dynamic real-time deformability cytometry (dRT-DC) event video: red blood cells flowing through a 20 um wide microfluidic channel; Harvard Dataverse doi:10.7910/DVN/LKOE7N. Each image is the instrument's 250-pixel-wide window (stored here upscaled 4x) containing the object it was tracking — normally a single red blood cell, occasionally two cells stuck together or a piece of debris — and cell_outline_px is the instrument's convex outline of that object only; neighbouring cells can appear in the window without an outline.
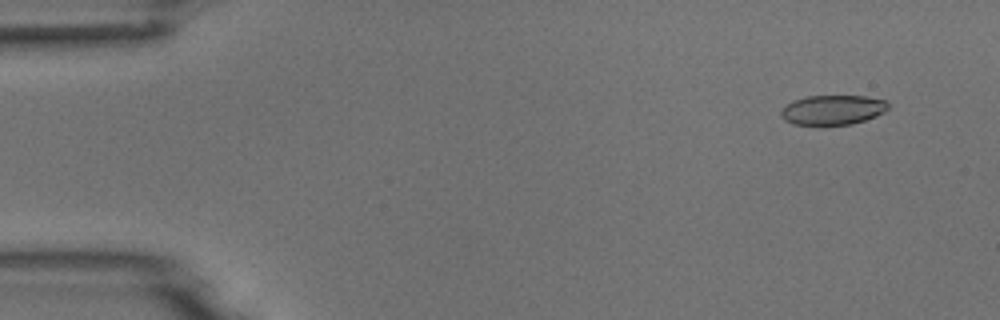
{"species": "common noctule bat (a hibernating species)", "species_latin": "Nyctalus noctula", "temperature_condition": "room temperature", "stored_images_in_passage": 5, "camera_frame_rate_fps": 3000, "um_per_image_px": 0.085, "animal": {"sex": "male", "body_mass_g": 18.8}, "frame": {"image": 1, "passage_image": 2, "time_ms": 1.0, "image_size_px": [1000, 320], "cell_outline_px": [[888, 108], [884, 112], [876, 116], [852, 124], [820, 128], [792, 124], [784, 120], [780, 116], [780, 112], [792, 100], [804, 96], [864, 96], [884, 100], [888, 104]], "centroid_in_image_um": [70.71, 9.39], "position_along_channel_um": 14.3, "area_um2": 19.25}}
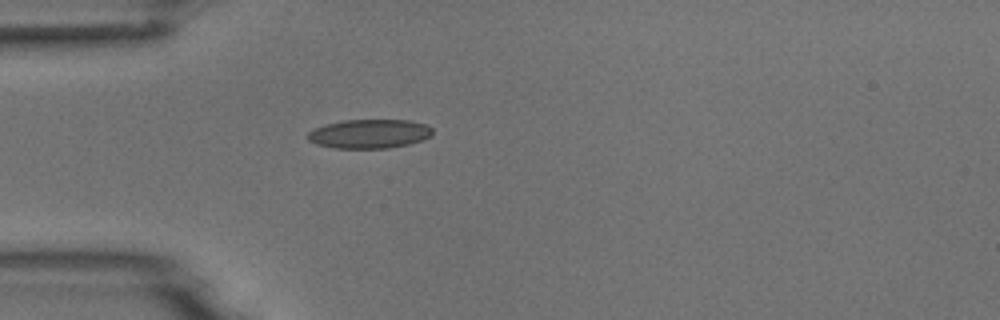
{"frame": {"image": 2, "passage_image": 5, "time_ms": 4.667, "image_size_px": [1000, 320], "cell_outline_px": [[432, 136], [424, 140], [408, 144], [388, 148], [332, 148], [316, 144], [308, 140], [308, 132], [324, 124], [344, 120], [408, 120], [428, 124], [432, 128]], "centroid_in_image_um": [31.42, 11.37], "position_along_channel_um": 53.6, "area_um2": 21.27}}